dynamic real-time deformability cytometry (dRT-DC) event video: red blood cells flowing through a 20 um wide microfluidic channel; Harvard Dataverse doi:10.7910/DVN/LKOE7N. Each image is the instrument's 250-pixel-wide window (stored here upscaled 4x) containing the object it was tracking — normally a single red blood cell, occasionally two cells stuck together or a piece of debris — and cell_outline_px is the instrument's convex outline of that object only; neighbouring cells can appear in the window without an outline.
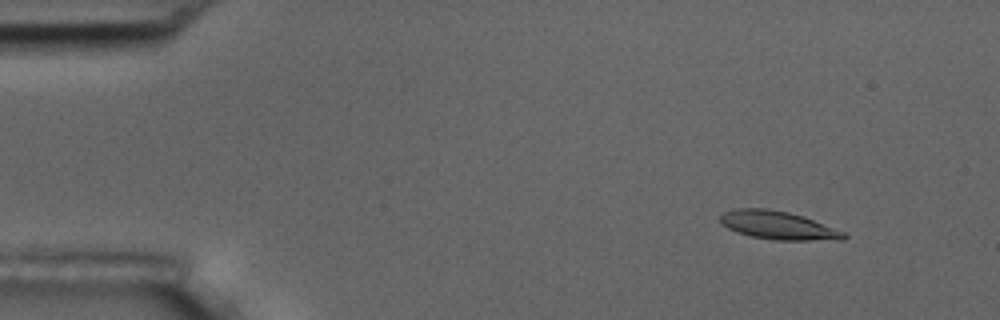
{"species": "common noctule bat (a hibernating species)", "species_latin": "Nyctalus noctula", "temperature_condition": "room temperature", "stored_images_in_passage": 5, "camera_frame_rate_fps": 3000, "um_per_image_px": 0.085, "animal": {"sex": "male", "body_mass_g": 17.5, "forearm_length_mm": 52.3}, "frame": {"image": 1, "passage_image": 2, "time_ms": 1.0, "image_size_px": [1000, 320], "cell_outline_px": [[848, 236], [844, 240], [776, 240], [752, 236], [736, 232], [720, 224], [720, 216], [724, 212], [736, 208], [764, 208], [788, 212], [812, 220], [844, 232]], "centroid_in_image_um": [66.1, 19.16], "position_along_channel_um": 18.9, "area_um2": 20.11}}
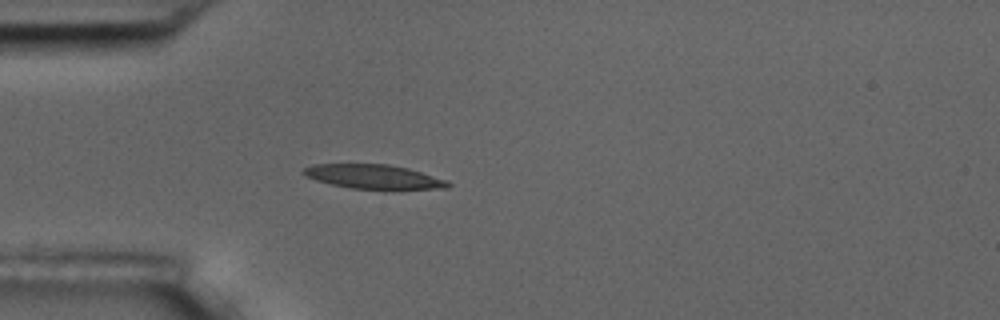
{"frame": {"image": 2, "passage_image": 5, "time_ms": 4.333, "image_size_px": [1000, 320], "cell_outline_px": [[452, 184], [448, 188], [352, 188], [332, 184], [316, 180], [304, 176], [300, 172], [304, 168], [312, 164], [388, 164], [408, 168], [444, 180]], "centroid_in_image_um": [31.66, 14.99], "position_along_channel_um": 53.3, "area_um2": 19.83}}